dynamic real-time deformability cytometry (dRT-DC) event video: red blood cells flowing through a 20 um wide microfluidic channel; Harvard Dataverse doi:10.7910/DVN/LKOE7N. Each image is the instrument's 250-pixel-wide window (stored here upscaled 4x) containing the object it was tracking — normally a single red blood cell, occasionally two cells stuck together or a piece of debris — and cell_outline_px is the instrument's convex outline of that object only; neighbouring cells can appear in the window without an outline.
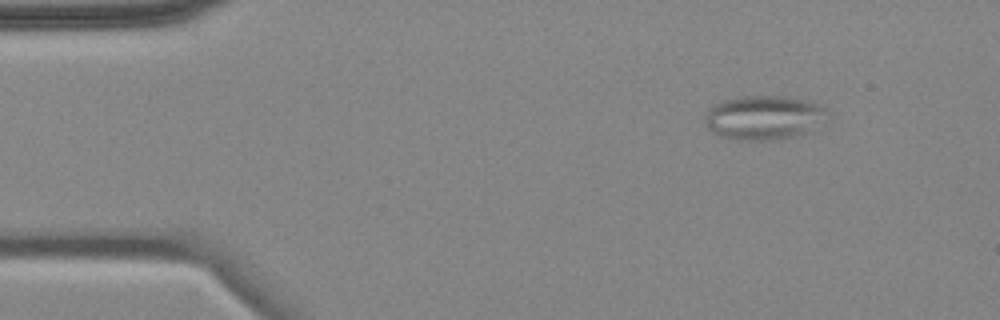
{"species": "common noctule bat (a hibernating species)", "species_latin": "Nyctalus noctula", "temperature_condition": "cold", "stored_images_in_passage": 10, "camera_frame_rate_fps": 3000, "um_per_image_px": 0.085, "animal": {"sex": "female", "body_mass_g": 18.4}, "frame": {"image": 1, "passage_image": 2, "time_ms": 1.0, "image_size_px": [1000, 320], "cell_outline_px": [[832, 116], [804, 132], [772, 140], [728, 140], [720, 136], [708, 128], [704, 120], [704, 116], [712, 104], [724, 100], [740, 96], [784, 96], [804, 100], [820, 104], [828, 108], [832, 112]], "centroid_in_image_um": [64.92, 9.97], "position_along_channel_um": 20.1, "area_um2": 31.73}}
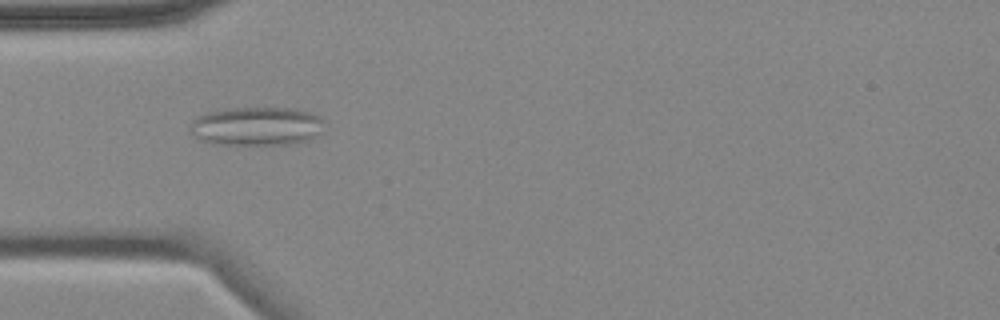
{"frame": {"image": 2, "passage_image": 4, "time_ms": 4.333, "image_size_px": [1000, 320], "cell_outline_px": [[324, 120], [320, 132], [308, 140], [292, 144], [216, 144], [204, 140], [196, 136], [192, 132], [192, 120], [196, 116], [208, 112], [232, 108], [288, 108], [308, 112], [320, 116]], "centroid_in_image_um": [21.83, 10.72], "position_along_channel_um": 63.2, "area_um2": 29.82}}